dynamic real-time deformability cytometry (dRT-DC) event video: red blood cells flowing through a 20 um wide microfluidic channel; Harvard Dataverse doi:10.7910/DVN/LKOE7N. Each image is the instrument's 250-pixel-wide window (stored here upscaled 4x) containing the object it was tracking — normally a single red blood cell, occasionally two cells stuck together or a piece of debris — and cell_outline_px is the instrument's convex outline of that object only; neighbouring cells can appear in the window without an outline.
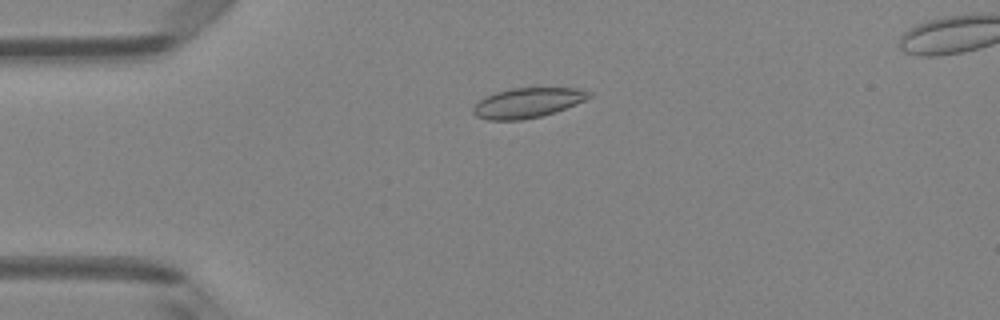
{"species": "Egyptian fruit bat (a non-hibernating species)", "species_latin": "Rousettus aegyptiacus", "temperature_condition": "room temperature", "stored_images_in_passage": 5, "camera_frame_rate_fps": 3000, "um_per_image_px": 0.085, "animal": {"sex": "female"}, "frame": {"image": 1, "passage_image": 3, "time_ms": 0.667, "image_size_px": [1000, 320], "cell_outline_px": [[592, 96], [576, 104], [540, 116], [520, 120], [488, 120], [476, 116], [472, 112], [472, 108], [484, 96], [508, 88], [576, 88], [592, 92]], "centroid_in_image_um": [44.8, 8.73], "position_along_channel_um": 40.2, "area_um2": 20.06}}
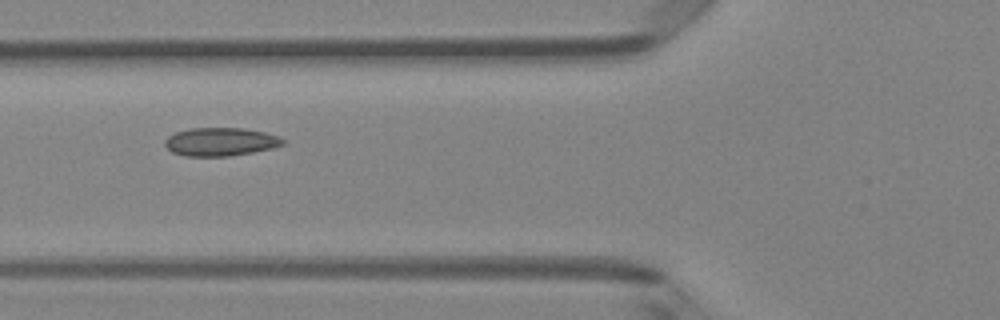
{"frame": {"image": 2, "passage_image": 5, "time_ms": 1.333, "image_size_px": [1000, 320], "cell_outline_px": [[284, 144], [272, 148], [252, 152], [228, 156], [184, 156], [172, 152], [164, 144], [164, 140], [168, 136], [176, 132], [188, 128], [244, 128], [264, 132], [280, 136], [284, 140]], "centroid_in_image_um": [18.73, 12.04], "position_along_channel_um": 107.1, "area_um2": 19.48}}